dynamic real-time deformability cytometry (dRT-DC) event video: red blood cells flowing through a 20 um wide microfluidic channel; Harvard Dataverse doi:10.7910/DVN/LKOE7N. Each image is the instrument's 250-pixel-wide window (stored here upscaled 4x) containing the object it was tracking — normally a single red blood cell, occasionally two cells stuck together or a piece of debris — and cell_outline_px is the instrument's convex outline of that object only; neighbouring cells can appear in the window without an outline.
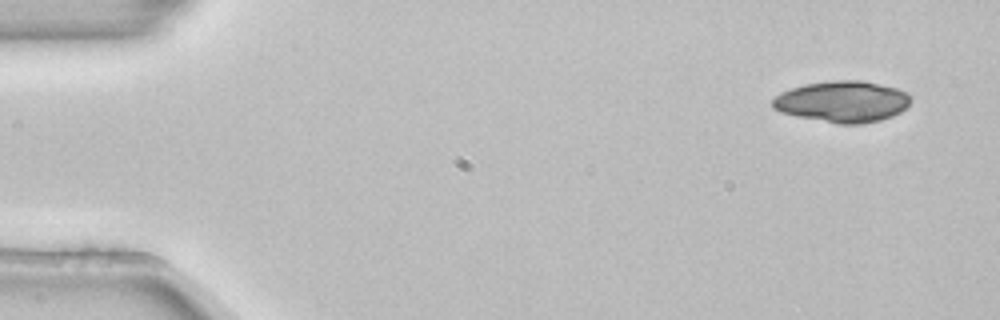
{"species": "common noctule bat (a hibernating species)", "species_latin": "Nyctalus noctula", "temperature_condition": "room temperature", "stored_images_in_passage": 4, "camera_frame_rate_fps": 3000, "um_per_image_px": 0.085, "animal": {"sex": "female", "body_mass_g": 22.7, "forearm_length_mm": 54.2}, "frame": {"image": 1, "passage_image": 1, "time_ms": 0.0, "image_size_px": [1000, 320], "cell_outline_px": [[912, 100], [908, 108], [892, 116], [880, 120], [864, 124], [836, 124], [796, 116], [780, 112], [772, 108], [772, 100], [780, 92], [804, 84], [832, 80], [864, 80], [896, 88], [908, 92], [912, 96]], "centroid_in_image_um": [71.64, 8.64], "position_along_channel_um": 13.4, "area_um2": 33.76}}